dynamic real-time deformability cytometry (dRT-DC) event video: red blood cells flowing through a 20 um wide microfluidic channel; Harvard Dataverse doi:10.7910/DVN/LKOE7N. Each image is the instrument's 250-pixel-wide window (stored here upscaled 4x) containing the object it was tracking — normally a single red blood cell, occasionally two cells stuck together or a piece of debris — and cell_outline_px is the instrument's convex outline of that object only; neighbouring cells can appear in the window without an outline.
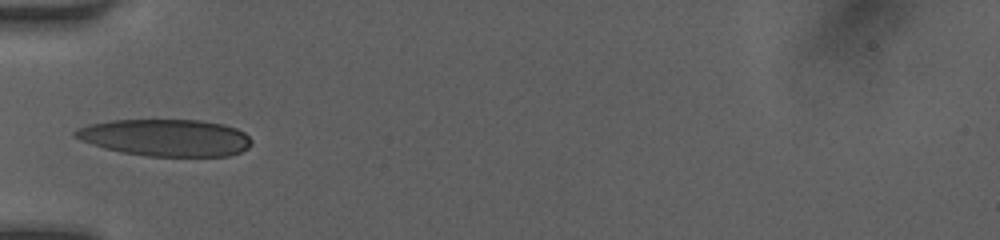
{"species": "human", "species_latin": "Homo sapiens", "temperature_condition": "room temperature", "stored_images_in_passage": 33, "camera_frame_rate_fps": 3000, "um_per_image_px": 0.085, "donor": {"sex": "female"}, "frame": {"image": 1, "passage_image": 1, "time_ms": 0.0, "image_size_px": [1000, 240], "cell_outline_px": [[252, 144], [248, 148], [240, 152], [228, 156], [148, 156], [120, 152], [104, 148], [80, 140], [72, 132], [76, 128], [88, 124], [112, 120], [152, 116], [200, 120], [224, 124], [236, 128], [244, 132], [252, 140]], "centroid_in_image_um": [14.05, 11.64], "position_along_channel_um": 70.9, "area_um2": 39.42}}
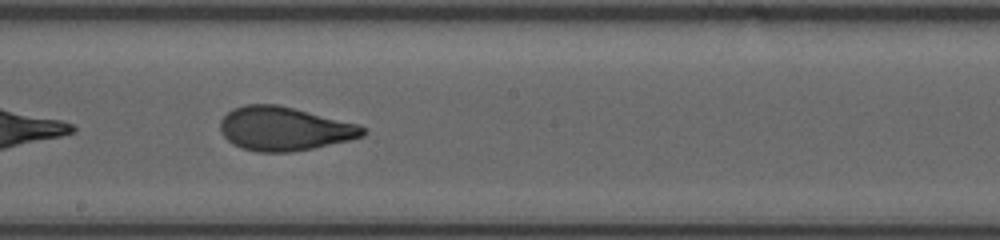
{"frame": {"image": 2, "passage_image": 12, "time_ms": 3.667, "image_size_px": [1000, 240], "cell_outline_px": [[368, 132], [364, 136], [348, 140], [312, 148], [292, 152], [256, 152], [240, 148], [232, 144], [220, 132], [220, 120], [232, 108], [244, 104], [276, 104], [360, 124]], "centroid_in_image_um": [24.14, 10.94], "position_along_channel_um": 224.1, "area_um2": 36.53}}
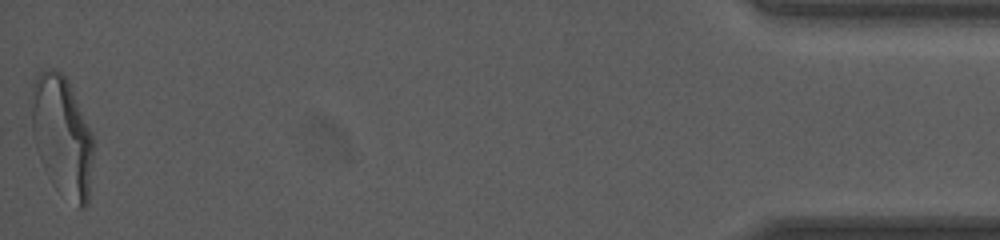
{"frame": {"image": 3, "passage_image": 33, "time_ms": 10.667, "image_size_px": [1000, 240], "cell_outline_px": [[92, 156], [88, 204], [84, 208], [80, 208], [44, 168], [40, 160], [32, 136], [28, 104], [32, 84], [36, 76], [44, 68], [56, 68], [68, 80], [92, 132]], "centroid_in_image_um": [5.22, 11.39], "position_along_channel_um": 430.0, "area_um2": 42.95}, "authors_computed_cell_mechanics": {"area_um2": 36.9342, "velocity_mm_per_s": 4.1819, "shape_relaxation_time_tau1_ms": 5.6573, "shape_relaxation_time_tau2_ms": 0.9355, "deformation_change_tau1": 0.1976, "deformation_change_tau2": 0.0809}}